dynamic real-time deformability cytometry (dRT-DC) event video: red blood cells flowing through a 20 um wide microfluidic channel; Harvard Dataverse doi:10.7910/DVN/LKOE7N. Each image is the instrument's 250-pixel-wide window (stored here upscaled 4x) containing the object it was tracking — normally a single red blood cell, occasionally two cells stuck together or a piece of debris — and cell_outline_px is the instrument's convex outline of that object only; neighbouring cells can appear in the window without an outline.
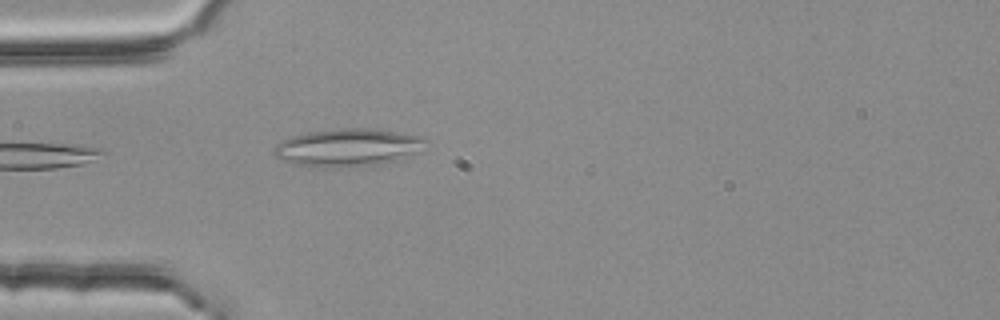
{"species": "common noctule bat (a hibernating species)", "species_latin": "Nyctalus noctula", "temperature_condition": "room temperature", "stored_images_in_passage": 1, "camera_frame_rate_fps": 3000, "um_per_image_px": 0.085, "animal": {"sex": "female", "body_mass_g": 25.1}, "frame": {"image": 1, "passage_image": 1, "time_ms": 0.0, "image_size_px": [1000, 320], "cell_outline_px": [[428, 140], [412, 152], [396, 160], [376, 164], [324, 168], [292, 164], [276, 156], [272, 152], [276, 144], [292, 136], [308, 132], [340, 128], [368, 128], [424, 136]], "centroid_in_image_um": [29.48, 12.53], "position_along_channel_um": 55.5, "area_um2": 32.71}}